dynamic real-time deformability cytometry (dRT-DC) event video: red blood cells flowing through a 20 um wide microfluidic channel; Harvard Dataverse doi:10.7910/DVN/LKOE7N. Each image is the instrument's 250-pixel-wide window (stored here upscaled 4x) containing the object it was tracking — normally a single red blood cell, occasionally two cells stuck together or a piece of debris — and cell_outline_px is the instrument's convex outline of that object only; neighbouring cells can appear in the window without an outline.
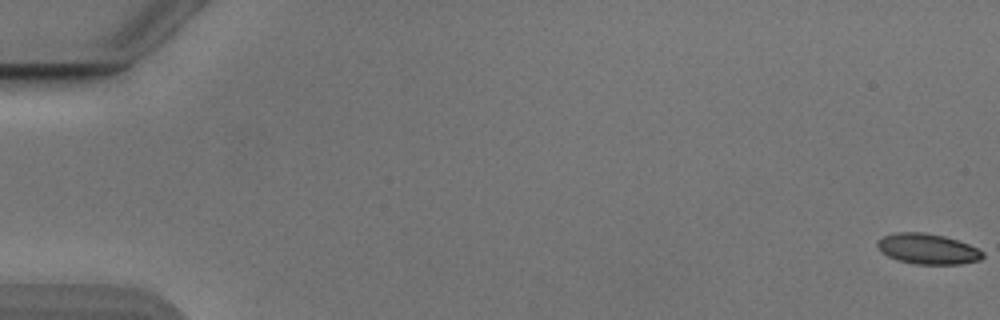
{"species": "Egyptian fruit bat (a non-hibernating species)", "species_latin": "Rousettus aegyptiacus", "temperature_condition": "cold", "stored_images_in_passage": 54, "camera_frame_rate_fps": 3000, "um_per_image_px": 0.085, "animal": {"sex": "male"}, "frame": {"image": 1, "passage_image": 1, "time_ms": 0.0, "image_size_px": [1000, 320], "cell_outline_px": [[984, 256], [980, 260], [960, 264], [916, 264], [896, 260], [888, 256], [876, 244], [884, 236], [896, 232], [924, 232], [944, 236], [968, 244], [984, 252]], "centroid_in_image_um": [78.88, 21.16], "position_along_channel_um": 6.1, "area_um2": 18.5}}
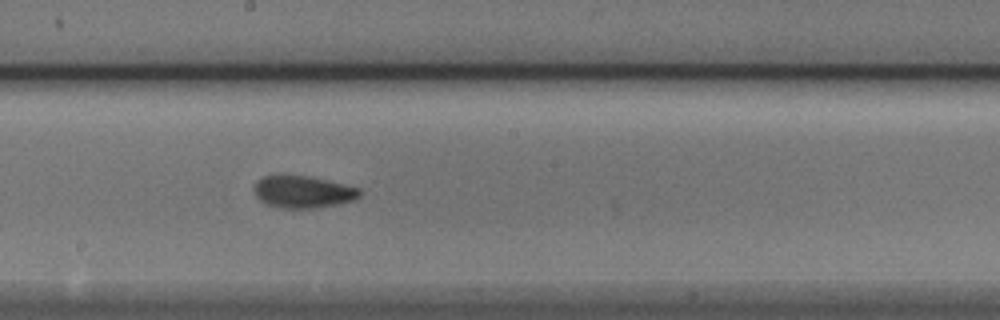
{"frame": {"image": 2, "passage_image": 31, "time_ms": 10.0, "image_size_px": [1000, 320], "cell_outline_px": [[360, 196], [352, 200], [336, 204], [316, 208], [280, 208], [268, 204], [260, 200], [256, 196], [252, 188], [256, 180], [264, 176], [280, 172], [308, 176], [344, 184], [360, 188]], "centroid_in_image_um": [25.67, 16.26], "position_along_channel_um": 222.5, "area_um2": 20.23}}
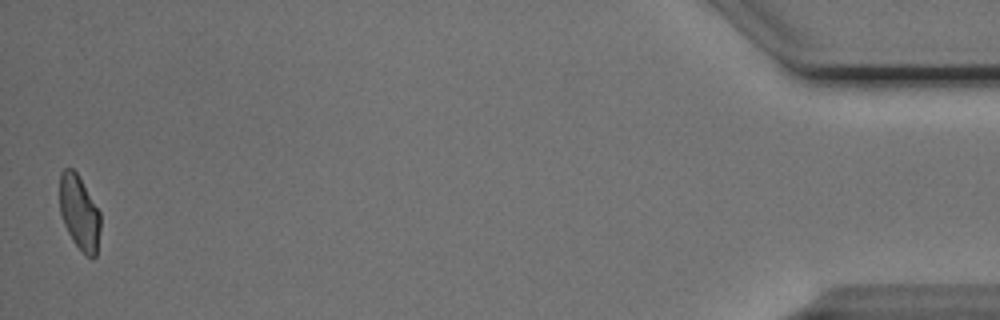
{"frame": {"image": 3, "passage_image": 54, "time_ms": 17.667, "image_size_px": [1000, 320], "cell_outline_px": [[100, 228], [96, 256], [92, 260], [72, 240], [64, 224], [60, 212], [60, 172], [64, 168], [72, 168], [76, 172], [100, 212]], "centroid_in_image_um": [6.74, 18.07], "position_along_channel_um": 428.5, "area_um2": 17.46}, "authors_computed_cell_mechanics": {"area_um2": 19.2474, "velocity_mm_per_s": 3.8615, "shape_relaxation_time_tau1_ms": 3.6657, "shape_relaxation_time_tau2_ms": 1.9271, "deformation_change_tau1": 0.1078, "deformation_change_tau2": 0.0684}}